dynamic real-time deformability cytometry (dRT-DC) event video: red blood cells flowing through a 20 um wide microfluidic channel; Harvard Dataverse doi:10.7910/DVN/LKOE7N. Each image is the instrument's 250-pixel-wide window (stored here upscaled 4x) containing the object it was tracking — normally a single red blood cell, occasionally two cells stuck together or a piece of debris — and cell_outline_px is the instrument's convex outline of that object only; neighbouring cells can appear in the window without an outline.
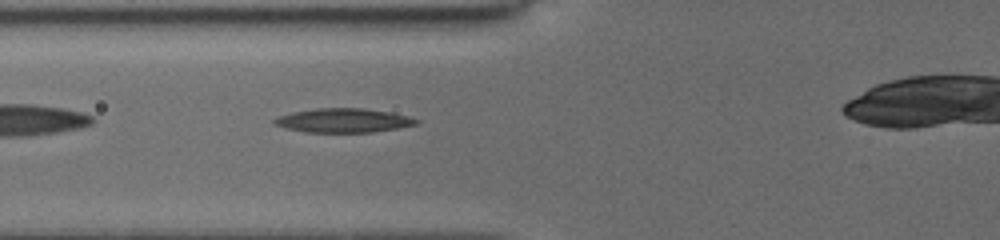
{"species": "common noctule bat (a hibernating species)", "species_latin": "Nyctalus noctula", "temperature_condition": "cold", "stored_images_in_passage": 27, "camera_frame_rate_fps": 3000, "um_per_image_px": 0.085, "animal": {"sex": "female", "body_mass_g": 19.5, "forearm_length_mm": 54.1}, "frame": {"image": 1, "passage_image": 3, "time_ms": 0.667, "image_size_px": [1000, 240], "cell_outline_px": [[420, 120], [416, 124], [396, 128], [372, 132], [304, 132], [272, 124], [272, 120], [276, 116], [292, 112], [316, 108], [364, 108], [388, 112], [408, 116]], "centroid_in_image_um": [29.12, 10.23], "position_along_channel_um": 96.7, "area_um2": 19.83}}
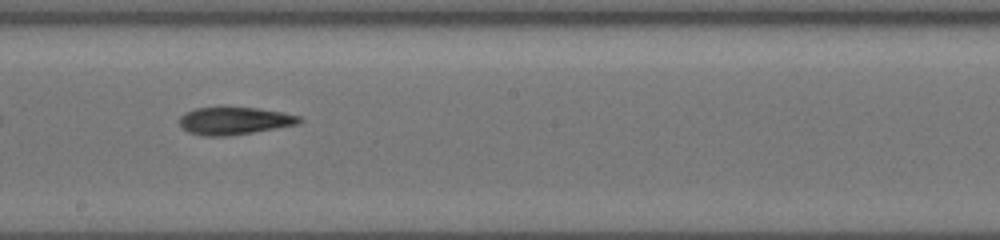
{"frame": {"image": 2, "passage_image": 12, "time_ms": 4.0, "image_size_px": [1000, 240], "cell_outline_px": [[304, 120], [300, 124], [228, 136], [204, 136], [188, 132], [180, 124], [180, 116], [184, 112], [196, 108], [260, 108], [284, 112], [300, 116]], "centroid_in_image_um": [19.96, 10.27], "position_along_channel_um": 228.2, "area_um2": 19.19}}
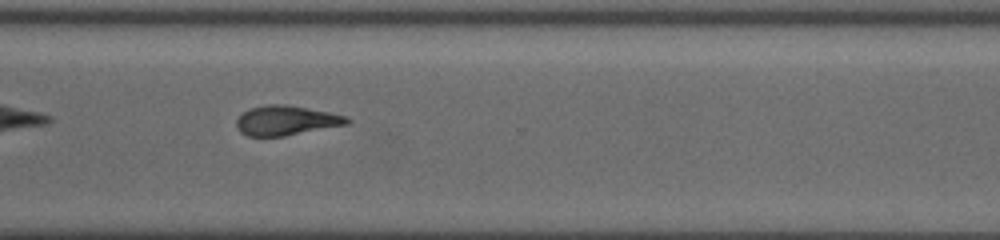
{"frame": {"image": 3, "passage_image": 20, "time_ms": 7.0, "image_size_px": [1000, 240], "cell_outline_px": [[352, 120], [348, 124], [284, 136], [248, 136], [240, 132], [236, 124], [236, 120], [244, 112], [252, 108], [268, 104], [284, 104], [328, 112], [348, 116]], "centroid_in_image_um": [24.34, 10.24], "position_along_channel_um": 346.3, "area_um2": 18.9}}